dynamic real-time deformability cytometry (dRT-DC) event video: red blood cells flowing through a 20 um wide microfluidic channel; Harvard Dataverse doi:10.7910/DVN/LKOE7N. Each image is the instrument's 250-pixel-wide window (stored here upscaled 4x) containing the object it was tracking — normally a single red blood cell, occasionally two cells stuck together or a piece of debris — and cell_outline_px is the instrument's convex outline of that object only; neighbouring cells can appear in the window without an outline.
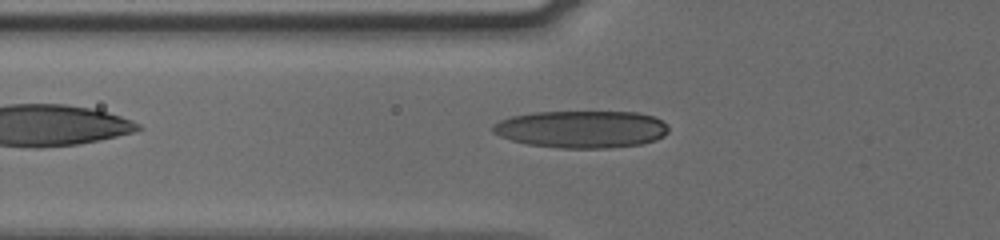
{"species": "human", "species_latin": "Homo sapiens", "temperature_condition": "cold", "stored_images_in_passage": 36, "camera_frame_rate_fps": 3000, "um_per_image_px": 0.085, "donor": {"sex": "male"}, "frame": {"image": 1, "passage_image": 2, "time_ms": 0.333, "image_size_px": [1000, 240], "cell_outline_px": [[668, 132], [664, 136], [656, 140], [640, 144], [608, 148], [560, 148], [528, 144], [512, 140], [500, 136], [492, 132], [492, 124], [500, 120], [512, 116], [532, 112], [636, 112], [652, 116], [660, 120], [668, 128]], "centroid_in_image_um": [49.4, 10.98], "position_along_channel_um": 76.4, "area_um2": 38.15}}
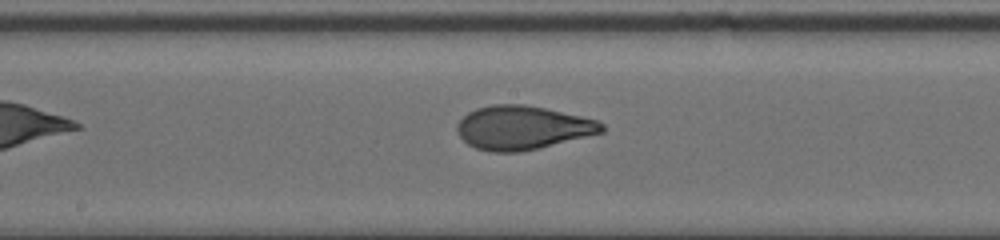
{"frame": {"image": 2, "passage_image": 12, "time_ms": 3.667, "image_size_px": [1000, 240], "cell_outline_px": [[604, 132], [520, 152], [492, 152], [476, 148], [468, 144], [460, 136], [456, 128], [456, 124], [468, 112], [476, 108], [492, 104], [524, 104], [544, 108], [580, 116], [596, 120], [604, 124]], "centroid_in_image_um": [44.38, 10.85], "position_along_channel_um": 203.8, "area_um2": 36.59}}
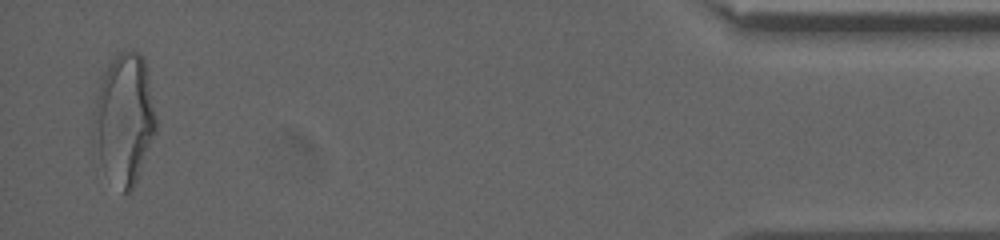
{"frame": {"image": 3, "passage_image": 35, "time_ms": 11.333, "image_size_px": [1000, 240], "cell_outline_px": [[156, 132], [136, 180], [132, 188], [128, 192], [124, 192], [100, 156], [92, 136], [92, 112], [96, 96], [104, 72], [108, 64], [120, 52], [132, 48], [140, 52], [144, 56], [156, 116]], "centroid_in_image_um": [10.58, 9.95], "position_along_channel_um": 424.6, "area_um2": 46.41}, "authors_computed_cell_mechanics": {"area_um2": 36.3851, "velocity_mm_per_s": 3.8125, "shape_relaxation_time_tau1_ms": 5.6625, "shape_relaxation_time_tau2_ms": 0.8059, "deformation_change_tau1": 0.1913, "deformation_change_tau2": 0.0702}}